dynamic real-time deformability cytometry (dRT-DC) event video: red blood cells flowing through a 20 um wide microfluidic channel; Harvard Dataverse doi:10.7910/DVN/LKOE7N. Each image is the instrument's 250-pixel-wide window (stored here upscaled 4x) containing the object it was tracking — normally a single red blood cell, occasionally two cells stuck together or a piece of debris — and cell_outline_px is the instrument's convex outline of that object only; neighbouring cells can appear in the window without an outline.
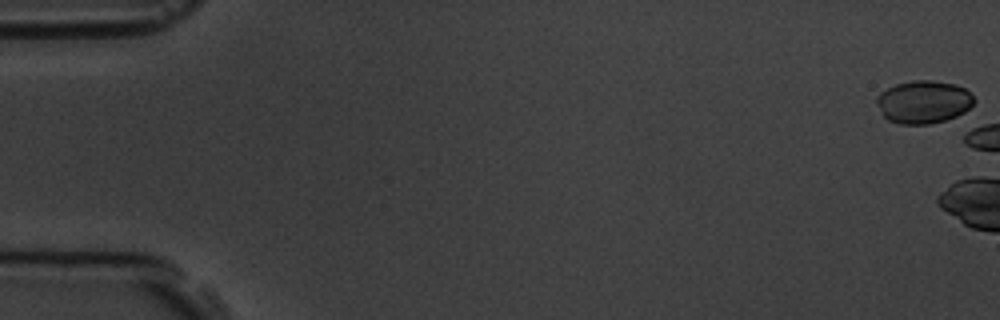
{"species": "common noctule bat (a hibernating species)", "species_latin": "Nyctalus noctula", "temperature_condition": "room temperature", "stored_images_in_passage": 7, "camera_frame_rate_fps": 3000, "um_per_image_px": 0.085, "animal": {"sex": "male", "body_mass_g": 19.5, "forearm_length_mm": 54.6}, "frame": {"image": 1, "passage_image": 1, "time_ms": 0.0, "image_size_px": [1000, 320], "cell_outline_px": [[976, 100], [964, 112], [956, 116], [944, 120], [928, 124], [900, 124], [888, 120], [880, 112], [876, 104], [876, 96], [880, 92], [896, 84], [912, 80], [932, 80], [956, 84], [964, 88]], "centroid_in_image_um": [78.47, 8.66], "position_along_channel_um": 6.5, "area_um2": 24.33}}